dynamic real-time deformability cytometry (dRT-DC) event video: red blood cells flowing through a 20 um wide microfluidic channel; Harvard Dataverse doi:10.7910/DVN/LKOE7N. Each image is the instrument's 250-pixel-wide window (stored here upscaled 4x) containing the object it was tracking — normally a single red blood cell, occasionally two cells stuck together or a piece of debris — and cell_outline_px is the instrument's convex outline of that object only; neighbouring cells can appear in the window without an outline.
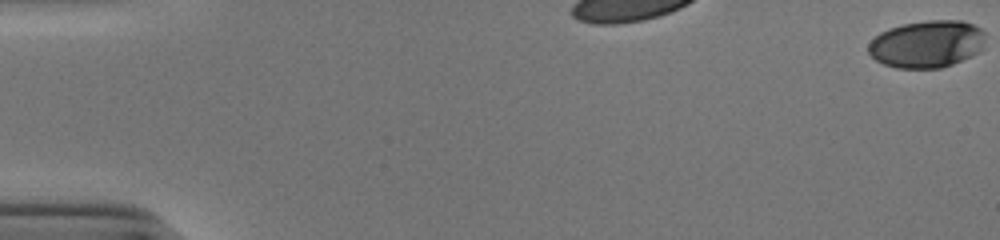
{"species": "human", "species_latin": "Homo sapiens", "temperature_condition": "cold", "stored_images_in_passage": 33, "camera_frame_rate_fps": 3000, "um_per_image_px": 0.085, "donor": {"sex": "male"}, "frame": {"image": 1, "passage_image": 1, "time_ms": 0.0, "image_size_px": [1000, 240], "cell_outline_px": [[984, 48], [980, 52], [972, 56], [952, 64], [940, 68], [896, 68], [884, 64], [876, 60], [868, 52], [868, 44], [880, 32], [888, 28], [904, 24], [928, 20], [960, 20], [972, 24], [980, 28], [984, 32]], "centroid_in_image_um": [78.8, 3.74], "position_along_channel_um": 6.2, "area_um2": 32.37}}
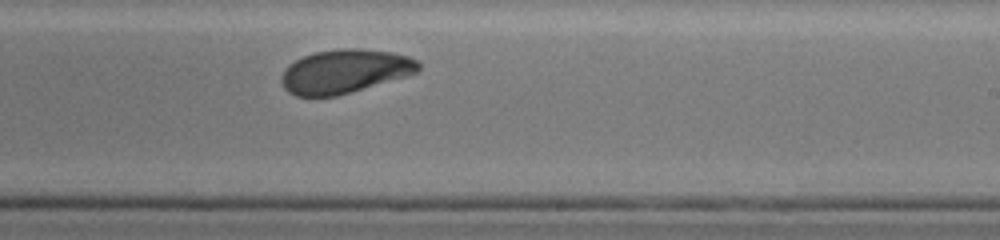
{"frame": {"image": 2, "passage_image": 24, "time_ms": 7.667, "image_size_px": [1000, 240], "cell_outline_px": [[420, 68], [416, 72], [404, 76], [336, 96], [296, 96], [288, 92], [284, 88], [280, 80], [280, 76], [288, 64], [304, 56], [316, 52], [340, 48], [360, 48], [392, 52], [408, 56], [416, 60], [420, 64]], "centroid_in_image_um": [29.26, 6.05], "position_along_channel_um": 259.7, "area_um2": 34.68}}
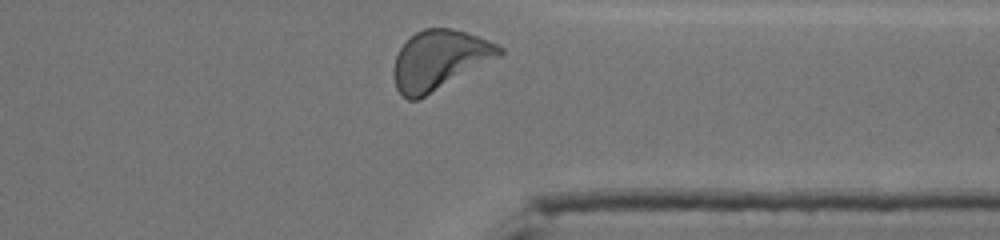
{"frame": {"image": 3, "passage_image": 33, "time_ms": 10.667, "image_size_px": [1000, 240], "cell_outline_px": [[504, 52], [500, 56], [424, 96], [416, 100], [408, 100], [396, 88], [392, 72], [396, 56], [400, 48], [416, 32], [424, 28], [452, 28], [488, 40], [504, 48]], "centroid_in_image_um": [37.33, 5.08], "position_along_channel_um": 374.1, "area_um2": 35.89}, "authors_computed_cell_mechanics": {"area_um2": 34.4488, "velocity_mm_per_s": 3.8638, "shape_relaxation_time_tau1_ms": 2.4545, "shape_relaxation_time_tau2_ms": 4.2954, "deformation_change_tau1": 0.1308, "deformation_change_tau2": 0.0957}}